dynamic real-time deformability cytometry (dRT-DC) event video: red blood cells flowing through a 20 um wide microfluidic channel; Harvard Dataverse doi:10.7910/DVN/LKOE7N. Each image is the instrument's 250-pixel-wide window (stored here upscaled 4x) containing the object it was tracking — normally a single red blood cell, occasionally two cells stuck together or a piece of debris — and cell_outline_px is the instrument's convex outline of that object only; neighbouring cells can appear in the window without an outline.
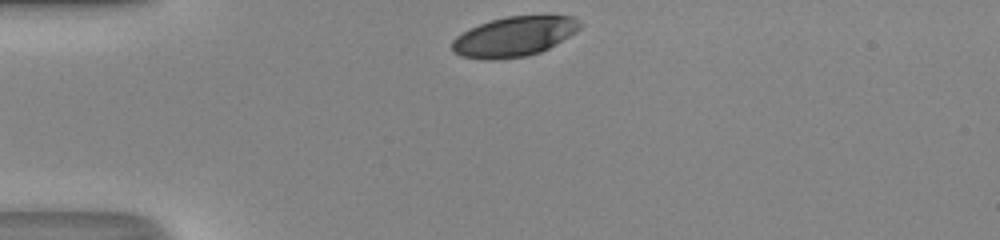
{"species": "human", "species_latin": "Homo sapiens", "temperature_condition": "room temperature", "stored_images_in_passage": 28, "camera_frame_rate_fps": 3000, "um_per_image_px": 0.085, "donor": {"sex": "male"}, "frame": {"image": 1, "passage_image": 1, "time_ms": 0.0, "image_size_px": [1000, 240], "cell_outline_px": [[584, 24], [576, 32], [548, 48], [540, 52], [524, 56], [496, 60], [484, 60], [460, 56], [452, 52], [452, 40], [456, 36], [468, 28], [492, 20], [508, 16], [572, 16]], "centroid_in_image_um": [43.66, 3.12], "position_along_channel_um": 41.3, "area_um2": 29.71}}
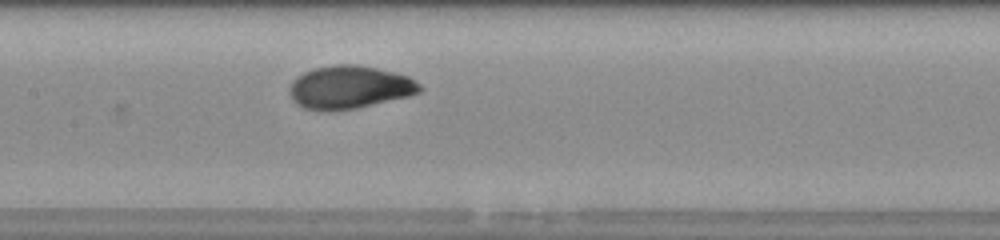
{"frame": {"image": 2, "passage_image": 13, "time_ms": 4.0, "image_size_px": [1000, 240], "cell_outline_px": [[424, 88], [420, 92], [408, 96], [356, 108], [304, 108], [296, 104], [292, 100], [288, 92], [288, 88], [292, 80], [296, 76], [304, 72], [316, 68], [336, 64], [356, 64], [376, 68], [408, 76], [420, 84]], "centroid_in_image_um": [29.7, 7.38], "position_along_channel_um": 177.7, "area_um2": 32.08}}
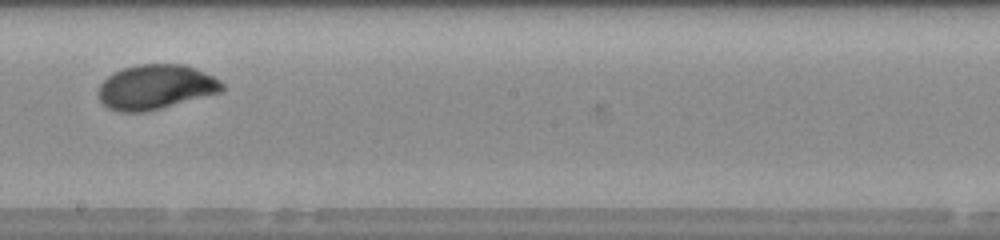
{"frame": {"image": 3, "passage_image": 17, "time_ms": 5.333, "image_size_px": [1000, 240], "cell_outline_px": [[224, 92], [144, 112], [120, 112], [108, 108], [100, 100], [96, 92], [100, 84], [112, 72], [136, 64], [184, 64], [196, 68], [220, 80], [224, 84]], "centroid_in_image_um": [13.23, 7.39], "position_along_channel_um": 235.0, "area_um2": 32.48}, "authors_computed_cell_mechanics": {"area_um2": 31.7611, "velocity_mm_per_s": 4.3199, "shape_relaxation_time_tau1_ms": 2.6615, "shape_relaxation_time_tau2_ms": null, "deformation_change_tau1": 0.1298, "deformation_change_tau2": null}}